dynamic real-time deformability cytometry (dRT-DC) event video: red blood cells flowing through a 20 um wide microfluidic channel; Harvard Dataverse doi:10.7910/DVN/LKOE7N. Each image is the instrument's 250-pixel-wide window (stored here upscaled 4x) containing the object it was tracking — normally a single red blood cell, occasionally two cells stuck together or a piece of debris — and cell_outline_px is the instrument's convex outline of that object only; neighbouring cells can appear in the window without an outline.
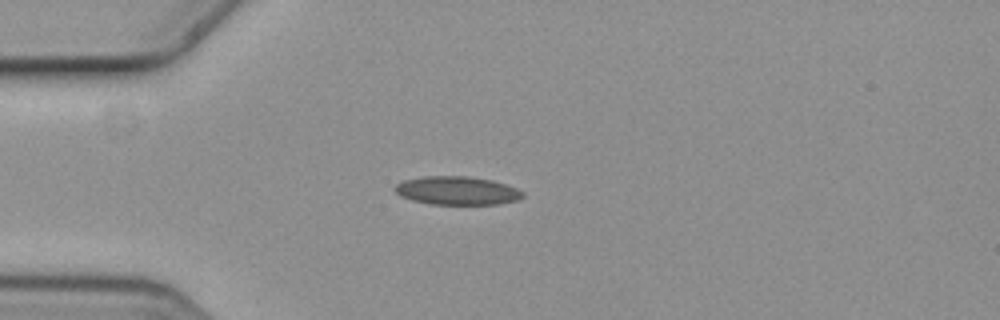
{"species": "common noctule bat (a hibernating species)", "species_latin": "Nyctalus noctula", "temperature_condition": "cold", "stored_images_in_passage": 4, "camera_frame_rate_fps": 3000, "um_per_image_px": 0.085, "animal": {"sex": "female", "body_mass_g": 19.3, "forearm_length_mm": 54.1}, "frame": {"image": 1, "passage_image": 3, "time_ms": 0.667, "image_size_px": [1000, 320], "cell_outline_px": [[524, 196], [520, 200], [500, 204], [428, 204], [412, 200], [400, 196], [396, 192], [396, 184], [404, 180], [424, 176], [468, 176], [492, 180], [516, 188], [524, 192]], "centroid_in_image_um": [38.88, 16.21], "position_along_channel_um": 46.1, "area_um2": 21.21}}